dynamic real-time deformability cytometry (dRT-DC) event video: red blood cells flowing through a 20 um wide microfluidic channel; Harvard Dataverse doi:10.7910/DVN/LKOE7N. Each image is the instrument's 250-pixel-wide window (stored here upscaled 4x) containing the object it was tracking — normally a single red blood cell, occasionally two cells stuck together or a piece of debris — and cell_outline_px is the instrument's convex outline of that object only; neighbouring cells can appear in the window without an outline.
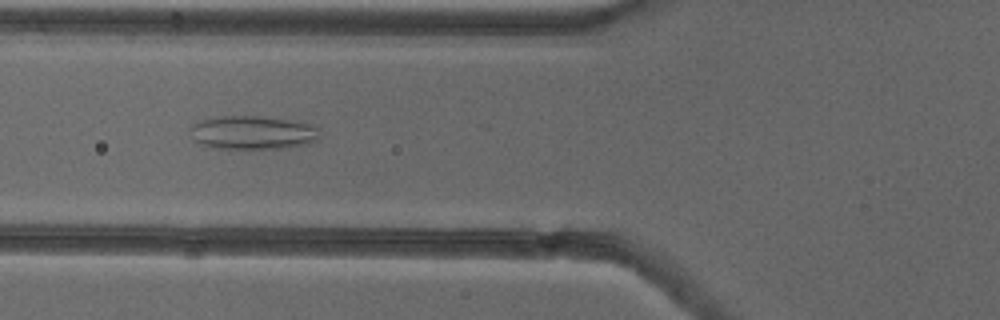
{"species": "common noctule bat (a hibernating species)", "species_latin": "Nyctalus noctula", "temperature_condition": "cold", "stored_images_in_passage": 13, "camera_frame_rate_fps": 3000, "um_per_image_px": 0.085, "animal": {"sex": "female"}, "frame": {"image": 1, "passage_image": 3, "time_ms": 0.667, "image_size_px": [1000, 320], "cell_outline_px": [[320, 140], [308, 144], [288, 148], [212, 148], [200, 144], [188, 132], [188, 128], [192, 124], [216, 116], [260, 116], [288, 120], [312, 124], [320, 128]], "centroid_in_image_um": [21.51, 11.27], "position_along_channel_um": 104.3, "area_um2": 25.66}}
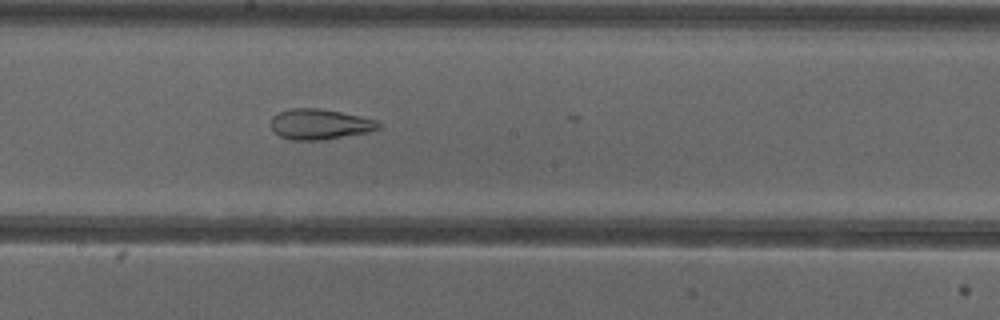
{"frame": {"image": 2, "passage_image": 12, "time_ms": 3.667, "image_size_px": [1000, 320], "cell_outline_px": [[380, 128], [368, 132], [324, 140], [292, 140], [280, 136], [272, 128], [272, 116], [276, 112], [288, 108], [320, 108], [380, 120]], "centroid_in_image_um": [27.19, 10.55], "position_along_channel_um": 221.0, "area_um2": 19.25}}